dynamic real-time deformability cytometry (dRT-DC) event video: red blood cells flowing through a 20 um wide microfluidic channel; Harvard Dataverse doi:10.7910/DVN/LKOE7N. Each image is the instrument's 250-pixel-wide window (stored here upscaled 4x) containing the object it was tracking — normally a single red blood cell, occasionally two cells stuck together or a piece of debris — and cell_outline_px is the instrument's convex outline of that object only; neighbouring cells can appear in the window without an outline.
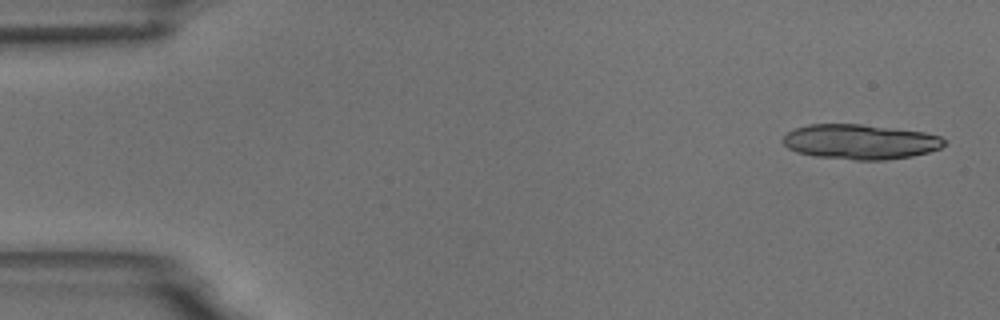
{"species": "common noctule bat (a hibernating species)", "species_latin": "Nyctalus noctula", "temperature_condition": "room temperature", "stored_images_in_passage": 4, "camera_frame_rate_fps": 3000, "um_per_image_px": 0.085, "animal": {"sex": "male", "body_mass_g": 18.8}, "frame": {"image": 1, "passage_image": 1, "time_ms": 0.0, "image_size_px": [1000, 320], "cell_outline_px": [[948, 144], [940, 148], [928, 152], [912, 156], [884, 160], [856, 160], [816, 156], [796, 152], [788, 148], [780, 140], [788, 132], [796, 128], [808, 124], [860, 124], [924, 132], [940, 136]], "centroid_in_image_um": [73.11, 12.05], "position_along_channel_um": 11.9, "area_um2": 32.83}}